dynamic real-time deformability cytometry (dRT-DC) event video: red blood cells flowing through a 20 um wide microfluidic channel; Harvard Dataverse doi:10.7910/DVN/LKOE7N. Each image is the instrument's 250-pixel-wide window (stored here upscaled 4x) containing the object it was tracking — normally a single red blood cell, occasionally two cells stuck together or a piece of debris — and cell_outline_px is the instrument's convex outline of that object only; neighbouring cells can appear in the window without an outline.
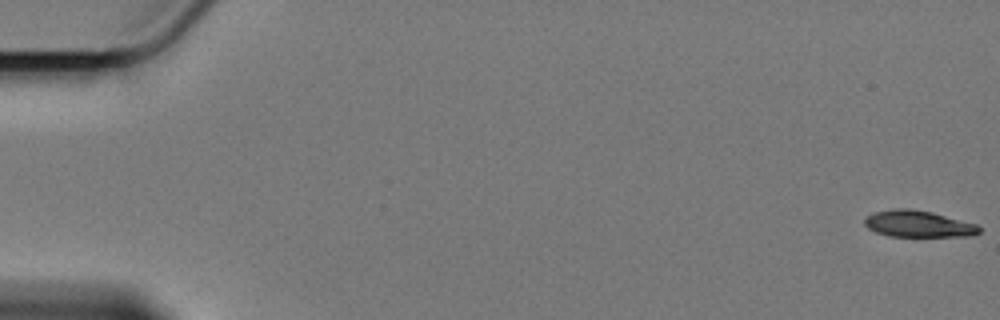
{"species": "Egyptian fruit bat (a non-hibernating species)", "species_latin": "Rousettus aegyptiacus", "temperature_condition": "cold", "stored_images_in_passage": 13, "camera_frame_rate_fps": 3000, "um_per_image_px": 0.085, "animal": {"sex": "female"}, "frame": {"image": 1, "passage_image": 1, "time_ms": 0.0, "image_size_px": [1000, 320], "cell_outline_px": [[980, 232], [972, 236], [888, 236], [876, 232], [868, 228], [864, 224], [864, 220], [868, 216], [876, 212], [896, 208], [908, 208], [932, 212], [976, 224], [980, 228]], "centroid_in_image_um": [78.05, 19.03], "position_along_channel_um": 6.9, "area_um2": 17.57}}